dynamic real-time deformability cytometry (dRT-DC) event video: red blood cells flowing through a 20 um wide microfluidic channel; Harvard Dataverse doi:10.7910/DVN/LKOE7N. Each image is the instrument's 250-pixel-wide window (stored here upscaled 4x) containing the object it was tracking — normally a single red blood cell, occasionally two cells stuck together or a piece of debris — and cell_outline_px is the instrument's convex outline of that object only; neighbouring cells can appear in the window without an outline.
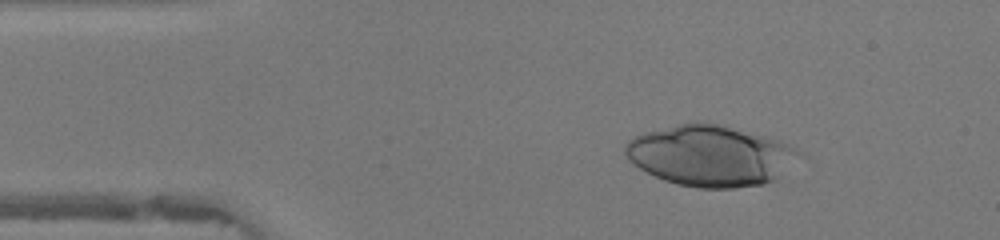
{"species": "human", "species_latin": "Homo sapiens", "temperature_condition": "warm", "stored_images_in_passage": 45, "camera_frame_rate_fps": 3000, "um_per_image_px": 0.085, "donor": {"sex": "female"}, "frame": {"image": 1, "passage_image": 6, "time_ms": 1.667, "image_size_px": [1000, 240], "cell_outline_px": [[808, 156], [776, 180], [764, 184], [736, 188], [700, 188], [676, 184], [664, 180], [640, 168], [628, 160], [624, 152], [624, 144], [628, 140], [644, 132], [692, 120], [708, 120], [724, 124], [780, 140], [804, 152]], "centroid_in_image_um": [60.49, 13.2], "position_along_channel_um": 24.5, "area_um2": 63.41}}
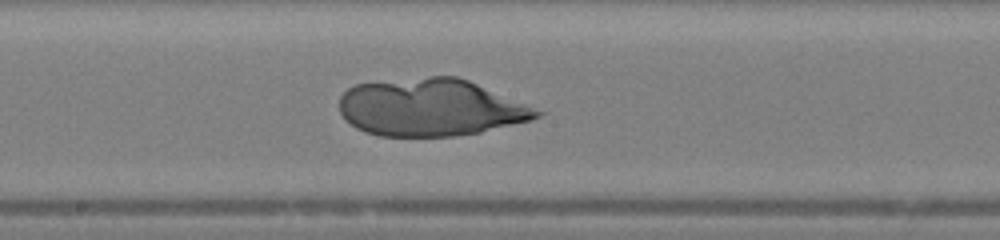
{"frame": {"image": 2, "passage_image": 23, "time_ms": 7.333, "image_size_px": [1000, 240], "cell_outline_px": [[544, 112], [540, 116], [528, 120], [480, 132], [452, 136], [380, 136], [364, 132], [356, 128], [344, 120], [340, 112], [340, 96], [348, 88], [356, 84], [432, 76], [456, 76], [468, 80]], "centroid_in_image_um": [36.54, 9.14], "position_along_channel_um": 211.7, "area_um2": 65.31}}
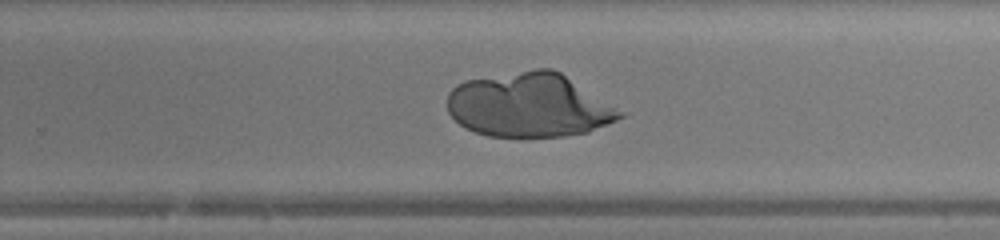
{"frame": {"image": 3, "passage_image": 28, "time_ms": 9.0, "image_size_px": [1000, 240], "cell_outline_px": [[624, 116], [616, 120], [588, 132], [564, 136], [488, 136], [476, 132], [460, 124], [448, 112], [448, 92], [456, 84], [464, 80], [536, 68], [552, 68], [560, 72], [624, 112]], "centroid_in_image_um": [44.96, 8.93], "position_along_channel_um": 284.8, "area_um2": 64.1}}